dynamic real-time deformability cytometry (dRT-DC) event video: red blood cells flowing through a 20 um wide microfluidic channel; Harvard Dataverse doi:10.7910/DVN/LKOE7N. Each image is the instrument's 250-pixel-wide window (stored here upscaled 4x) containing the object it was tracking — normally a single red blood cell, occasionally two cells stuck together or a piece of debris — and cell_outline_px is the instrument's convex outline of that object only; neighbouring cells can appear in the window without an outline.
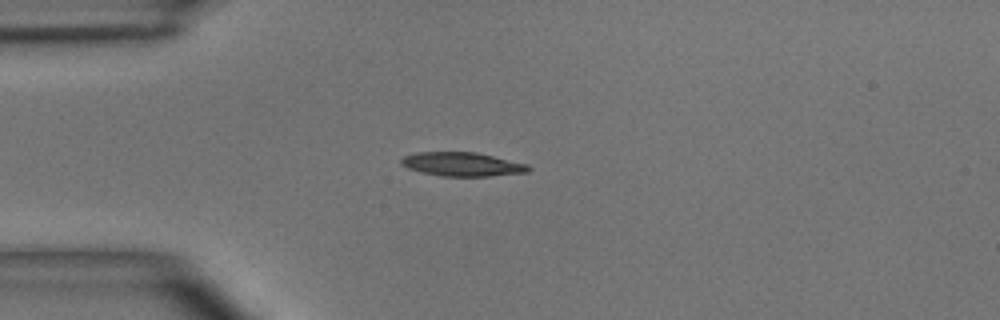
{"species": "common noctule bat (a hibernating species)", "species_latin": "Nyctalus noctula", "temperature_condition": "room temperature", "stored_images_in_passage": 1, "camera_frame_rate_fps": 3000, "um_per_image_px": 0.085, "animal": {"sex": "male", "body_mass_g": 15.6}, "frame": {"image": 1, "passage_image": 1, "time_ms": 0.0, "image_size_px": [1000, 320], "cell_outline_px": [[532, 168], [528, 172], [488, 176], [440, 176], [408, 168], [400, 164], [400, 160], [404, 156], [416, 152], [476, 152], [528, 164]], "centroid_in_image_um": [39.3, 13.95], "position_along_channel_um": 45.7, "area_um2": 17.63}}